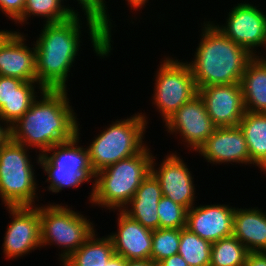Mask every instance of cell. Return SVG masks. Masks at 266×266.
Segmentation results:
<instances>
[{"label":"cell","instance_id":"836d02e7","mask_svg":"<svg viewBox=\"0 0 266 266\" xmlns=\"http://www.w3.org/2000/svg\"><path fill=\"white\" fill-rule=\"evenodd\" d=\"M158 266H189L180 254H175L158 263Z\"/></svg>","mask_w":266,"mask_h":266},{"label":"cell","instance_id":"ba28073f","mask_svg":"<svg viewBox=\"0 0 266 266\" xmlns=\"http://www.w3.org/2000/svg\"><path fill=\"white\" fill-rule=\"evenodd\" d=\"M94 227L86 216L68 205L53 203L40 207L41 246L56 244L61 248L62 263L86 242L95 231Z\"/></svg>","mask_w":266,"mask_h":266},{"label":"cell","instance_id":"4316f807","mask_svg":"<svg viewBox=\"0 0 266 266\" xmlns=\"http://www.w3.org/2000/svg\"><path fill=\"white\" fill-rule=\"evenodd\" d=\"M212 243L200 238L188 228L180 229L178 254L189 266H210Z\"/></svg>","mask_w":266,"mask_h":266},{"label":"cell","instance_id":"74e56055","mask_svg":"<svg viewBox=\"0 0 266 266\" xmlns=\"http://www.w3.org/2000/svg\"><path fill=\"white\" fill-rule=\"evenodd\" d=\"M11 31L9 30H0V43L2 42V40L10 33Z\"/></svg>","mask_w":266,"mask_h":266},{"label":"cell","instance_id":"603a6c76","mask_svg":"<svg viewBox=\"0 0 266 266\" xmlns=\"http://www.w3.org/2000/svg\"><path fill=\"white\" fill-rule=\"evenodd\" d=\"M245 111L266 113V60L254 56L240 81Z\"/></svg>","mask_w":266,"mask_h":266},{"label":"cell","instance_id":"3957f363","mask_svg":"<svg viewBox=\"0 0 266 266\" xmlns=\"http://www.w3.org/2000/svg\"><path fill=\"white\" fill-rule=\"evenodd\" d=\"M81 16L45 23L35 44L37 81L43 89L67 90L68 76L79 52Z\"/></svg>","mask_w":266,"mask_h":266},{"label":"cell","instance_id":"7c38bea8","mask_svg":"<svg viewBox=\"0 0 266 266\" xmlns=\"http://www.w3.org/2000/svg\"><path fill=\"white\" fill-rule=\"evenodd\" d=\"M164 126L170 134H179L187 143L186 146L196 152L217 127L209 117L199 93L171 115Z\"/></svg>","mask_w":266,"mask_h":266},{"label":"cell","instance_id":"44dd1931","mask_svg":"<svg viewBox=\"0 0 266 266\" xmlns=\"http://www.w3.org/2000/svg\"><path fill=\"white\" fill-rule=\"evenodd\" d=\"M82 6V12L86 16V26L88 27L90 40L94 53L100 58L107 57L111 53V28L113 20L109 19L105 0H77Z\"/></svg>","mask_w":266,"mask_h":266},{"label":"cell","instance_id":"6da1fadb","mask_svg":"<svg viewBox=\"0 0 266 266\" xmlns=\"http://www.w3.org/2000/svg\"><path fill=\"white\" fill-rule=\"evenodd\" d=\"M68 90L44 89L28 111L11 126L12 140L27 148H39V155L77 134L78 118Z\"/></svg>","mask_w":266,"mask_h":266},{"label":"cell","instance_id":"5b68a950","mask_svg":"<svg viewBox=\"0 0 266 266\" xmlns=\"http://www.w3.org/2000/svg\"><path fill=\"white\" fill-rule=\"evenodd\" d=\"M79 125H77V134L71 140L52 146L44 154H38L36 161L48 175L46 182L50 183L48 191L52 193H58L66 187L77 188L87 181L94 180L89 195L91 202L95 192L96 173L92 169L87 146L86 148L78 146Z\"/></svg>","mask_w":266,"mask_h":266},{"label":"cell","instance_id":"4fadbf2b","mask_svg":"<svg viewBox=\"0 0 266 266\" xmlns=\"http://www.w3.org/2000/svg\"><path fill=\"white\" fill-rule=\"evenodd\" d=\"M155 156L151 160V172L158 179L162 194L190 210L195 204V186L191 171L183 158L174 152L168 154L157 169Z\"/></svg>","mask_w":266,"mask_h":266},{"label":"cell","instance_id":"30bf717a","mask_svg":"<svg viewBox=\"0 0 266 266\" xmlns=\"http://www.w3.org/2000/svg\"><path fill=\"white\" fill-rule=\"evenodd\" d=\"M7 206L12 221L6 229L3 253L6 259L25 256L41 248L40 206Z\"/></svg>","mask_w":266,"mask_h":266},{"label":"cell","instance_id":"f546056e","mask_svg":"<svg viewBox=\"0 0 266 266\" xmlns=\"http://www.w3.org/2000/svg\"><path fill=\"white\" fill-rule=\"evenodd\" d=\"M188 209L162 196L158 202L159 228L182 229L186 227Z\"/></svg>","mask_w":266,"mask_h":266},{"label":"cell","instance_id":"8992f818","mask_svg":"<svg viewBox=\"0 0 266 266\" xmlns=\"http://www.w3.org/2000/svg\"><path fill=\"white\" fill-rule=\"evenodd\" d=\"M147 119L142 112L120 121L117 119L94 137L87 150L95 173L119 160L138 154L146 146L143 139Z\"/></svg>","mask_w":266,"mask_h":266},{"label":"cell","instance_id":"277c9868","mask_svg":"<svg viewBox=\"0 0 266 266\" xmlns=\"http://www.w3.org/2000/svg\"><path fill=\"white\" fill-rule=\"evenodd\" d=\"M153 154L146 145L138 154L119 160L96 173L92 205L122 210L151 171Z\"/></svg>","mask_w":266,"mask_h":266},{"label":"cell","instance_id":"52a82bcc","mask_svg":"<svg viewBox=\"0 0 266 266\" xmlns=\"http://www.w3.org/2000/svg\"><path fill=\"white\" fill-rule=\"evenodd\" d=\"M29 150L12 139L0 147V197L5 207L35 206L38 199Z\"/></svg>","mask_w":266,"mask_h":266},{"label":"cell","instance_id":"e575fe53","mask_svg":"<svg viewBox=\"0 0 266 266\" xmlns=\"http://www.w3.org/2000/svg\"><path fill=\"white\" fill-rule=\"evenodd\" d=\"M127 266H158V264L151 259H135L127 260Z\"/></svg>","mask_w":266,"mask_h":266},{"label":"cell","instance_id":"83f0119b","mask_svg":"<svg viewBox=\"0 0 266 266\" xmlns=\"http://www.w3.org/2000/svg\"><path fill=\"white\" fill-rule=\"evenodd\" d=\"M248 251L235 236L212 243L210 266H244Z\"/></svg>","mask_w":266,"mask_h":266},{"label":"cell","instance_id":"9a60e30c","mask_svg":"<svg viewBox=\"0 0 266 266\" xmlns=\"http://www.w3.org/2000/svg\"><path fill=\"white\" fill-rule=\"evenodd\" d=\"M197 152L213 164H251L247 142L239 126L216 127Z\"/></svg>","mask_w":266,"mask_h":266},{"label":"cell","instance_id":"d6a6232c","mask_svg":"<svg viewBox=\"0 0 266 266\" xmlns=\"http://www.w3.org/2000/svg\"><path fill=\"white\" fill-rule=\"evenodd\" d=\"M0 147L5 145L12 139V131L11 126L5 122L2 118H0ZM4 123V127L2 125ZM6 126V127H5Z\"/></svg>","mask_w":266,"mask_h":266},{"label":"cell","instance_id":"f1b7e54d","mask_svg":"<svg viewBox=\"0 0 266 266\" xmlns=\"http://www.w3.org/2000/svg\"><path fill=\"white\" fill-rule=\"evenodd\" d=\"M180 229L158 228L152 233V250L150 259L157 264L178 253Z\"/></svg>","mask_w":266,"mask_h":266},{"label":"cell","instance_id":"5bb4252c","mask_svg":"<svg viewBox=\"0 0 266 266\" xmlns=\"http://www.w3.org/2000/svg\"><path fill=\"white\" fill-rule=\"evenodd\" d=\"M198 93L217 127L239 126L246 112L240 83L206 86Z\"/></svg>","mask_w":266,"mask_h":266},{"label":"cell","instance_id":"f35d334b","mask_svg":"<svg viewBox=\"0 0 266 266\" xmlns=\"http://www.w3.org/2000/svg\"><path fill=\"white\" fill-rule=\"evenodd\" d=\"M265 50H266V48H265ZM260 57L266 60V56L264 57V56H261V55H260Z\"/></svg>","mask_w":266,"mask_h":266},{"label":"cell","instance_id":"484cf974","mask_svg":"<svg viewBox=\"0 0 266 266\" xmlns=\"http://www.w3.org/2000/svg\"><path fill=\"white\" fill-rule=\"evenodd\" d=\"M62 3V4H61ZM64 0H26L22 16L15 22L23 25L31 16L43 17L45 23L61 22L74 14L79 15L74 7L63 5Z\"/></svg>","mask_w":266,"mask_h":266},{"label":"cell","instance_id":"9c48e42d","mask_svg":"<svg viewBox=\"0 0 266 266\" xmlns=\"http://www.w3.org/2000/svg\"><path fill=\"white\" fill-rule=\"evenodd\" d=\"M153 104L165 122L184 103L198 94V88L189 65L165 57L156 73Z\"/></svg>","mask_w":266,"mask_h":266},{"label":"cell","instance_id":"2e32d148","mask_svg":"<svg viewBox=\"0 0 266 266\" xmlns=\"http://www.w3.org/2000/svg\"><path fill=\"white\" fill-rule=\"evenodd\" d=\"M235 207L195 205L187 212L186 228L211 243L233 235Z\"/></svg>","mask_w":266,"mask_h":266},{"label":"cell","instance_id":"cb8c5ba5","mask_svg":"<svg viewBox=\"0 0 266 266\" xmlns=\"http://www.w3.org/2000/svg\"><path fill=\"white\" fill-rule=\"evenodd\" d=\"M244 133L251 164L266 171V113L246 111L239 123Z\"/></svg>","mask_w":266,"mask_h":266},{"label":"cell","instance_id":"4dcf8cb0","mask_svg":"<svg viewBox=\"0 0 266 266\" xmlns=\"http://www.w3.org/2000/svg\"><path fill=\"white\" fill-rule=\"evenodd\" d=\"M26 0H0V10L16 22L23 14Z\"/></svg>","mask_w":266,"mask_h":266},{"label":"cell","instance_id":"d4e9b609","mask_svg":"<svg viewBox=\"0 0 266 266\" xmlns=\"http://www.w3.org/2000/svg\"><path fill=\"white\" fill-rule=\"evenodd\" d=\"M96 231L79 247L63 266H105L115 254L112 240L109 236L96 238Z\"/></svg>","mask_w":266,"mask_h":266},{"label":"cell","instance_id":"7402d4cb","mask_svg":"<svg viewBox=\"0 0 266 266\" xmlns=\"http://www.w3.org/2000/svg\"><path fill=\"white\" fill-rule=\"evenodd\" d=\"M233 236L248 252L266 251V212L258 207L235 208Z\"/></svg>","mask_w":266,"mask_h":266},{"label":"cell","instance_id":"8fae6325","mask_svg":"<svg viewBox=\"0 0 266 266\" xmlns=\"http://www.w3.org/2000/svg\"><path fill=\"white\" fill-rule=\"evenodd\" d=\"M250 3H238L230 10L225 25H215L229 39L258 56L256 47L266 48V14Z\"/></svg>","mask_w":266,"mask_h":266},{"label":"cell","instance_id":"1f68e13d","mask_svg":"<svg viewBox=\"0 0 266 266\" xmlns=\"http://www.w3.org/2000/svg\"><path fill=\"white\" fill-rule=\"evenodd\" d=\"M244 266H266V251L248 252Z\"/></svg>","mask_w":266,"mask_h":266},{"label":"cell","instance_id":"e0dca14e","mask_svg":"<svg viewBox=\"0 0 266 266\" xmlns=\"http://www.w3.org/2000/svg\"><path fill=\"white\" fill-rule=\"evenodd\" d=\"M24 34L11 31L0 43V76L21 79L25 82H36L35 48L25 44Z\"/></svg>","mask_w":266,"mask_h":266},{"label":"cell","instance_id":"d6986e66","mask_svg":"<svg viewBox=\"0 0 266 266\" xmlns=\"http://www.w3.org/2000/svg\"><path fill=\"white\" fill-rule=\"evenodd\" d=\"M44 89L39 83L25 82L18 78L0 76V118L12 126L29 110L37 96ZM36 93V94H35Z\"/></svg>","mask_w":266,"mask_h":266},{"label":"cell","instance_id":"7a4b0ae2","mask_svg":"<svg viewBox=\"0 0 266 266\" xmlns=\"http://www.w3.org/2000/svg\"><path fill=\"white\" fill-rule=\"evenodd\" d=\"M203 24L194 61H186L197 88L240 83L245 68L254 56L229 39L213 22Z\"/></svg>","mask_w":266,"mask_h":266},{"label":"cell","instance_id":"d590c367","mask_svg":"<svg viewBox=\"0 0 266 266\" xmlns=\"http://www.w3.org/2000/svg\"><path fill=\"white\" fill-rule=\"evenodd\" d=\"M105 266H127V260L114 254Z\"/></svg>","mask_w":266,"mask_h":266},{"label":"cell","instance_id":"ffe728a7","mask_svg":"<svg viewBox=\"0 0 266 266\" xmlns=\"http://www.w3.org/2000/svg\"><path fill=\"white\" fill-rule=\"evenodd\" d=\"M162 196L160 183L150 171L122 211L142 226L152 231L157 230L159 228L158 202Z\"/></svg>","mask_w":266,"mask_h":266},{"label":"cell","instance_id":"ac0fdd59","mask_svg":"<svg viewBox=\"0 0 266 266\" xmlns=\"http://www.w3.org/2000/svg\"><path fill=\"white\" fill-rule=\"evenodd\" d=\"M117 213V232L108 235L113 243L115 255L126 260L150 259L153 231L142 226L122 210Z\"/></svg>","mask_w":266,"mask_h":266},{"label":"cell","instance_id":"8d00e7d4","mask_svg":"<svg viewBox=\"0 0 266 266\" xmlns=\"http://www.w3.org/2000/svg\"><path fill=\"white\" fill-rule=\"evenodd\" d=\"M128 1L127 5H130L131 9L137 10V9H143V6H145L146 2L148 3L149 0H125Z\"/></svg>","mask_w":266,"mask_h":266}]
</instances>
